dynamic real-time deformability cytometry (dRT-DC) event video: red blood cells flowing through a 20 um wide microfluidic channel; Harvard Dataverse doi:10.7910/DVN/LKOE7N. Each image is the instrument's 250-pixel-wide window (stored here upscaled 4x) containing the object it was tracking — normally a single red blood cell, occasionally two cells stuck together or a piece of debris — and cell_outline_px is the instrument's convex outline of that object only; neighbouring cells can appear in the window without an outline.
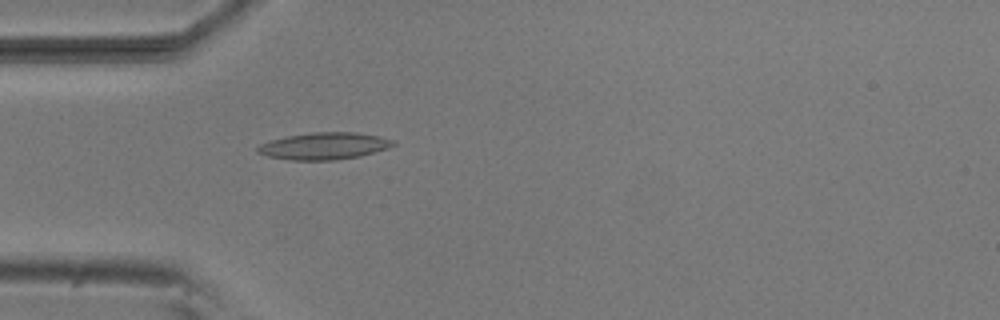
{"species": "common noctule bat (a hibernating species)", "species_latin": "Nyctalus noctula", "temperature_condition": "room temperature", "stored_images_in_passage": 50, "camera_frame_rate_fps": 3000, "um_per_image_px": 0.085, "animal": {"sex": "male", "body_mass_g": 20.5, "forearm_length_mm": 52.5}, "frame": {"image": 1, "passage_image": 13, "time_ms": 4.0, "image_size_px": [1000, 320], "cell_outline_px": [[396, 144], [388, 148], [360, 156], [336, 160], [292, 160], [268, 156], [256, 152], [256, 148], [260, 144], [272, 140], [288, 136], [312, 132], [356, 132], [380, 136], [396, 140]], "centroid_in_image_um": [27.59, 12.4], "position_along_channel_um": 57.4, "area_um2": 21.33}}
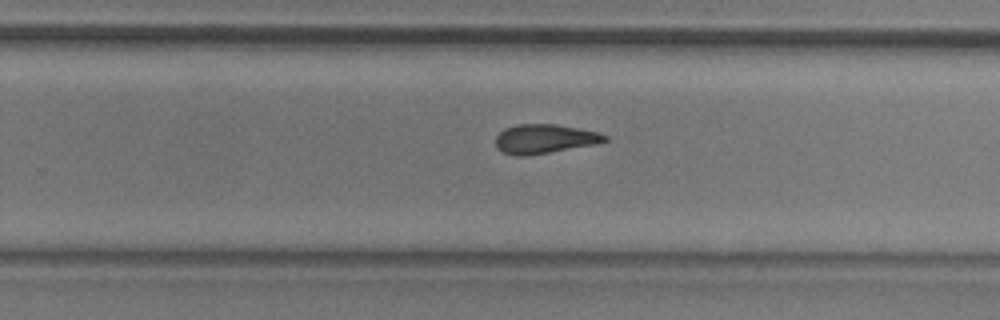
{"frame": {"image": 2, "passage_image": 31, "time_ms": 10.0, "image_size_px": [1000, 320], "cell_outline_px": [[608, 140], [596, 144], [524, 156], [516, 156], [504, 152], [496, 148], [496, 136], [504, 128], [516, 124], [556, 124], [596, 132], [608, 136]], "centroid_in_image_um": [46.25, 11.8], "position_along_channel_um": 283.5, "area_um2": 18.38}}
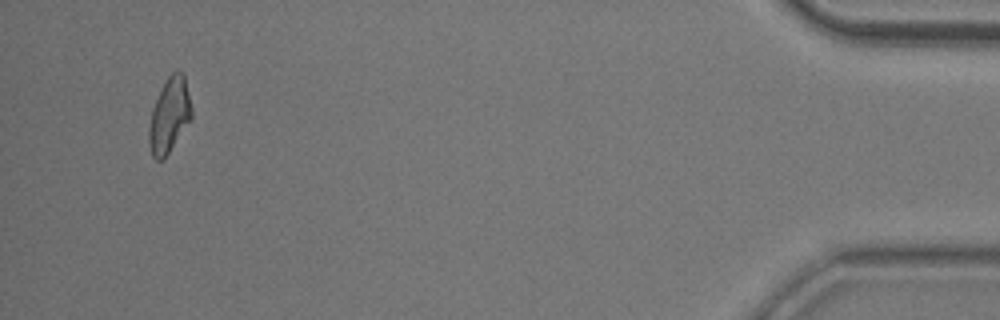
{"frame": {"image": 3, "passage_image": 48, "time_ms": 15.667, "image_size_px": [1000, 320], "cell_outline_px": [[192, 116], [164, 160], [156, 160], [152, 156], [148, 144], [148, 128], [152, 108], [160, 88], [168, 76], [172, 72], [184, 72], [192, 108]], "centroid_in_image_um": [14.37, 9.8], "position_along_channel_um": 420.8, "area_um2": 18.67}, "authors_computed_cell_mechanics": {"area_um2": 18.9006, "velocity_mm_per_s": 3.8168, "shape_relaxation_time_tau1_ms": 6.5534, "shape_relaxation_time_tau2_ms": 2.7509, "deformation_change_tau1": 0.1501, "deformation_change_tau2": 0.1094}}